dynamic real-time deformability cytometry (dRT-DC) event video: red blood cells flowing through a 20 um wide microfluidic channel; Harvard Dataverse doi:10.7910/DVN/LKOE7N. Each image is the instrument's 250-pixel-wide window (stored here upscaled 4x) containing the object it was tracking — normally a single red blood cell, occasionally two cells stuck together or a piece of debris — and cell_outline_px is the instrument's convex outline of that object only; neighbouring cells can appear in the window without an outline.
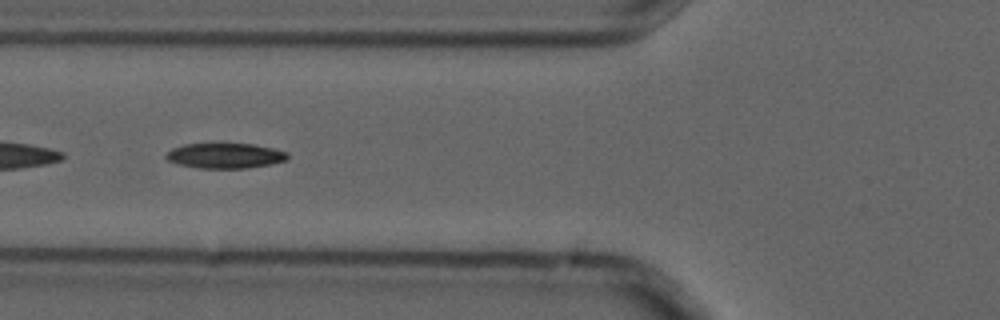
{"species": "common noctule bat (a hibernating species)", "species_latin": "Nyctalus noctula", "temperature_condition": "cold", "stored_images_in_passage": 7, "camera_frame_rate_fps": 3000, "um_per_image_px": 0.085, "animal": {"sex": "male", "forearm_length_mm": 52.5}, "frame": {"image": 1, "passage_image": 6, "time_ms": 1.667, "image_size_px": [1000, 320], "cell_outline_px": [[288, 160], [272, 164], [248, 168], [200, 168], [176, 164], [168, 160], [164, 156], [172, 148], [184, 144], [252, 144], [272, 148], [288, 152]], "centroid_in_image_um": [19.14, 13.24], "position_along_channel_um": 106.7, "area_um2": 17.86}}